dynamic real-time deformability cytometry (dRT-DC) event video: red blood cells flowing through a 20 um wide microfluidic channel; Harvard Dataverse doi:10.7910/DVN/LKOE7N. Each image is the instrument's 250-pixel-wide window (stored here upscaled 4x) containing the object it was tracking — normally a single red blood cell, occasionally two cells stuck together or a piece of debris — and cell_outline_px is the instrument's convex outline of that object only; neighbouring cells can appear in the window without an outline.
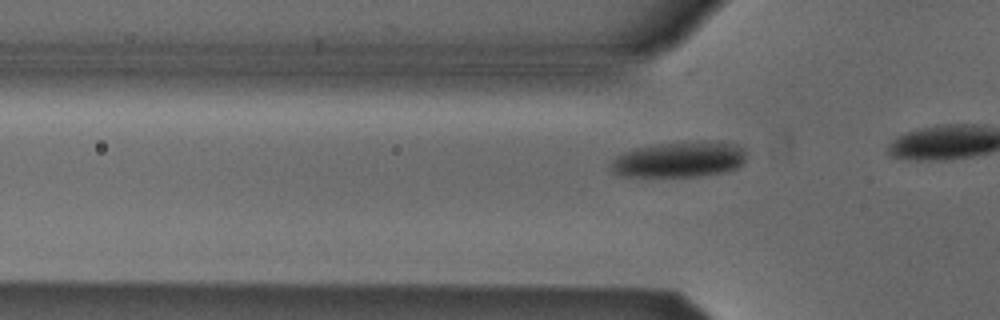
{"species": "Egyptian fruit bat (a non-hibernating species)", "species_latin": "Rousettus aegyptiacus", "temperature_condition": "cold", "stored_images_in_passage": 5, "camera_frame_rate_fps": 3000, "um_per_image_px": 0.085, "animal": {"sex": "male"}, "frame": {"image": 1, "passage_image": 5, "time_ms": 5.0, "image_size_px": [1000, 320], "cell_outline_px": [[744, 160], [736, 168], [724, 172], [700, 176], [616, 176], [612, 172], [612, 160], [616, 156], [624, 152], [636, 148], [656, 144], [700, 140], [716, 140], [736, 144], [744, 148]], "centroid_in_image_um": [57.75, 13.54], "position_along_channel_um": 68.1, "area_um2": 28.38}}